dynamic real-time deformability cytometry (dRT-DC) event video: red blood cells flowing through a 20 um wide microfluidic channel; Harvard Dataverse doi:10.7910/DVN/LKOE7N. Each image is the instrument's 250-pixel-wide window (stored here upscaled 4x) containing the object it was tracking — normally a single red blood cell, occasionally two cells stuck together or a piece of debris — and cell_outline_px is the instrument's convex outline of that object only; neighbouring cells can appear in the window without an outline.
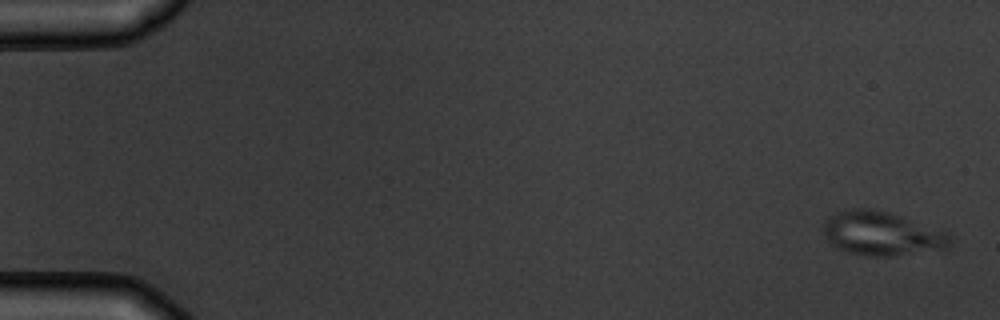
{"species": "common noctule bat (a hibernating species)", "species_latin": "Nyctalus noctula", "temperature_condition": "warm", "stored_images_in_passage": 9, "camera_frame_rate_fps": 3000, "um_per_image_px": 0.085, "animal": {"sex": "male", "body_mass_g": 19.5, "forearm_length_mm": 54.6}, "frame": {"image": 1, "passage_image": 1, "time_ms": 0.0, "image_size_px": [1000, 320], "cell_outline_px": [[952, 240], [944, 248], [892, 256], [864, 256], [848, 252], [832, 244], [824, 236], [824, 220], [828, 216], [836, 212], [852, 208], [864, 208], [888, 212], [900, 216], [944, 232], [952, 236]], "centroid_in_image_um": [74.88, 19.85], "position_along_channel_um": 10.1, "area_um2": 31.79}}